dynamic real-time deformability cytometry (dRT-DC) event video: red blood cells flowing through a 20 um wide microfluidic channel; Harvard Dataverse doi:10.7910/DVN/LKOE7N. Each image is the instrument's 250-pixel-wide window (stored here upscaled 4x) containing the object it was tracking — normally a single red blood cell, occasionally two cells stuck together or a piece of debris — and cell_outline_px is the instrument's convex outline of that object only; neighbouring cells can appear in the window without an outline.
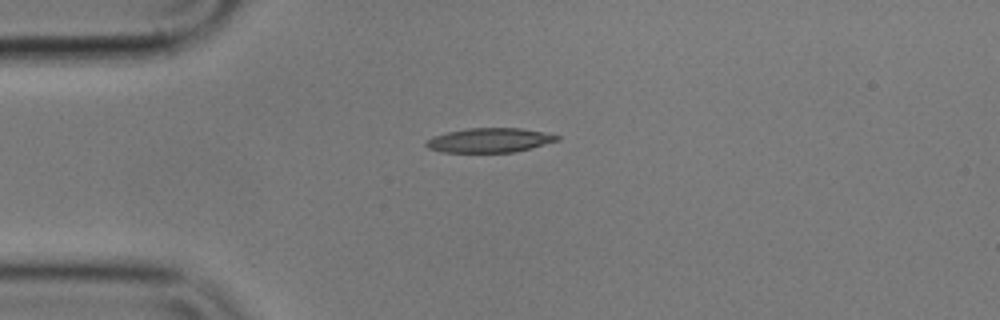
{"species": "common noctule bat (a hibernating species)", "species_latin": "Nyctalus noctula", "temperature_condition": "cold", "stored_images_in_passage": 43, "camera_frame_rate_fps": 3000, "um_per_image_px": 0.085, "animal": {"sex": "male", "body_mass_g": 17.9}, "frame": {"image": 1, "passage_image": 1, "time_ms": 0.0, "image_size_px": [1000, 320], "cell_outline_px": [[560, 140], [516, 152], [440, 152], [428, 148], [424, 144], [432, 136], [464, 128], [520, 128], [544, 132], [560, 136]], "centroid_in_image_um": [41.61, 11.92], "position_along_channel_um": 43.4, "area_um2": 18.67}}
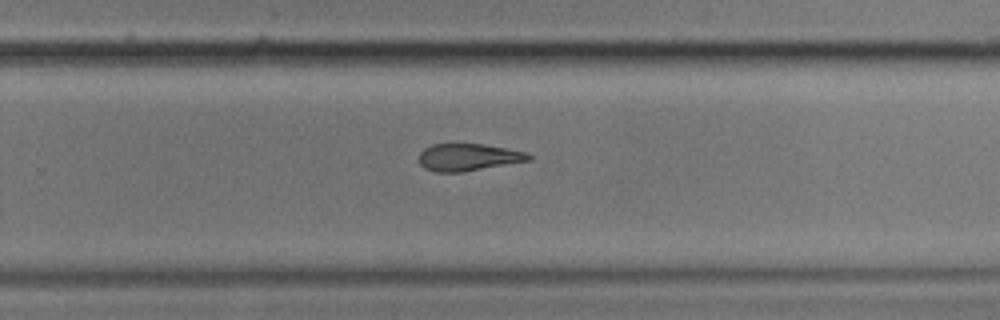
{"frame": {"image": 2, "passage_image": 23, "time_ms": 7.333, "image_size_px": [1000, 320], "cell_outline_px": [[532, 160], [460, 172], [436, 172], [424, 168], [420, 164], [420, 152], [424, 148], [432, 144], [484, 144], [524, 152], [532, 156]], "centroid_in_image_um": [39.78, 13.36], "position_along_channel_um": 290.0, "area_um2": 17.17}}
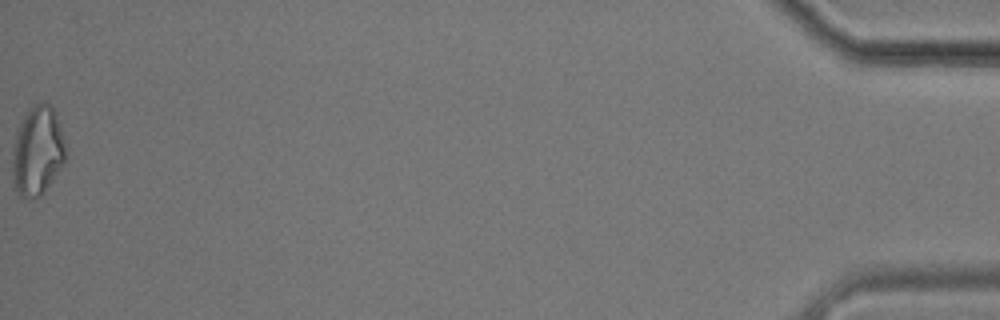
{"frame": {"image": 3, "passage_image": 43, "time_ms": 14.0, "image_size_px": [1000, 320], "cell_outline_px": [[64, 164], [40, 196], [32, 200], [28, 200], [20, 196], [16, 188], [12, 176], [12, 160], [16, 128], [28, 108], [44, 100], [56, 112], [64, 144]], "centroid_in_image_um": [3.15, 12.82], "position_along_channel_um": 432.0, "area_um2": 27.69}, "authors_computed_cell_mechanics": {"area_um2": 19.074, "velocity_mm_per_s": 3.6165, "shape_relaxation_time_tau1_ms": 4.7411, "shape_relaxation_time_tau2_ms": 7.6076, "deformation_change_tau1": 0.1416, "deformation_change_tau2": 0.1888}}